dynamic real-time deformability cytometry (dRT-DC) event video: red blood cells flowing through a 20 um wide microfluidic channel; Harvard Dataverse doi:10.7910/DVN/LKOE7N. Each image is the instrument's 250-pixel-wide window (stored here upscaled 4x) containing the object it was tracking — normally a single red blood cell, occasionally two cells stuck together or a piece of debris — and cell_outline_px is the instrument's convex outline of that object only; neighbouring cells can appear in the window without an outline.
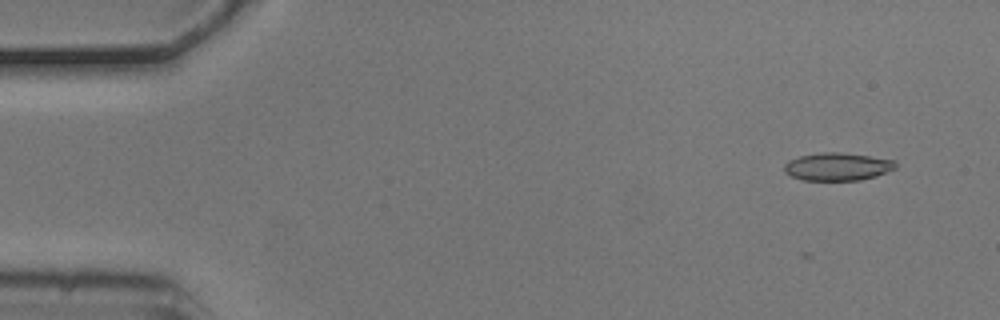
{"species": "common noctule bat (a hibernating species)", "species_latin": "Nyctalus noctula", "temperature_condition": "cold", "stored_images_in_passage": 5, "camera_frame_rate_fps": 3000, "um_per_image_px": 0.085, "animal": {"sex": "male", "body_mass_g": 20.5, "forearm_length_mm": 52.5}, "frame": {"image": 1, "passage_image": 1, "time_ms": 0.0, "image_size_px": [1000, 320], "cell_outline_px": [[896, 168], [876, 176], [860, 180], [804, 180], [792, 176], [784, 172], [784, 164], [788, 160], [800, 156], [820, 152], [840, 152], [868, 156], [892, 160], [896, 164]], "centroid_in_image_um": [71.15, 14.16], "position_along_channel_um": 13.9, "area_um2": 17.92}}